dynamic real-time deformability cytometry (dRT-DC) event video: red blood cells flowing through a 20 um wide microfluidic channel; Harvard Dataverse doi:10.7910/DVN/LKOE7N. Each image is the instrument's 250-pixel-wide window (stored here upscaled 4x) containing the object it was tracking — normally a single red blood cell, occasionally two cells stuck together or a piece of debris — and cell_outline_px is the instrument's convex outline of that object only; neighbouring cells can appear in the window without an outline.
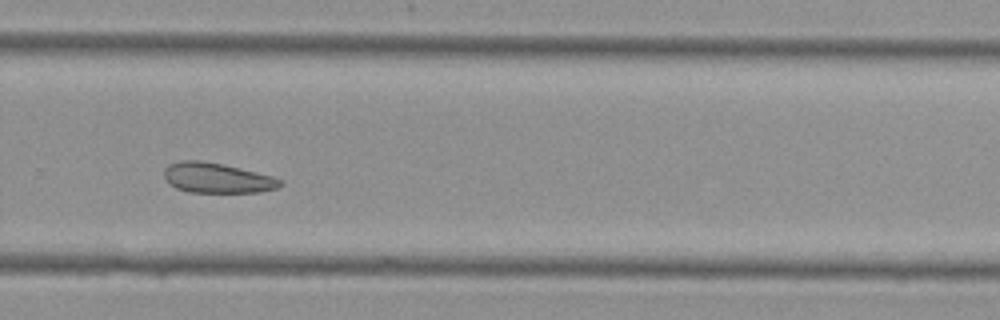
{"species": "Egyptian fruit bat (a non-hibernating species)", "species_latin": "Rousettus aegyptiacus", "temperature_condition": "cold", "stored_images_in_passage": 22, "camera_frame_rate_fps": 3000, "um_per_image_px": 0.085, "animal": {"sex": "female"}, "frame": {"image": 1, "passage_image": 21, "time_ms": 6.667, "image_size_px": [1000, 320], "cell_outline_px": [[284, 184], [276, 188], [260, 192], [188, 192], [176, 188], [164, 176], [164, 168], [168, 164], [180, 160], [200, 160], [220, 164], [272, 176], [284, 180]], "centroid_in_image_um": [18.45, 15.13], "position_along_channel_um": 311.3, "area_um2": 20.17}}